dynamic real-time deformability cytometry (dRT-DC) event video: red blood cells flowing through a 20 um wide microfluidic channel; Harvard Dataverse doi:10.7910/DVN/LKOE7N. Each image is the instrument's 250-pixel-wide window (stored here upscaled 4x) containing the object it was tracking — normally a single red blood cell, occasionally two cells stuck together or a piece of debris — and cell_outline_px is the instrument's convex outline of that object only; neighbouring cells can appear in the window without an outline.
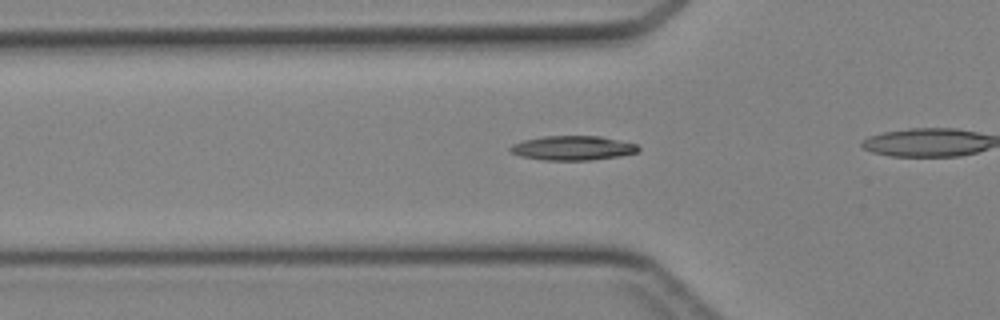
{"species": "Egyptian fruit bat (a non-hibernating species)", "species_latin": "Rousettus aegyptiacus", "temperature_condition": "cold", "stored_images_in_passage": 32, "camera_frame_rate_fps": 3000, "um_per_image_px": 0.085, "animal": {"sex": "female"}, "frame": {"image": 1, "passage_image": 11, "time_ms": 3.333, "image_size_px": [1000, 320], "cell_outline_px": [[640, 148], [636, 152], [620, 156], [588, 160], [544, 160], [520, 156], [512, 152], [508, 148], [512, 144], [524, 140], [544, 136], [600, 136], [636, 144]], "centroid_in_image_um": [48.66, 12.58], "position_along_channel_um": 77.1, "area_um2": 18.03}}
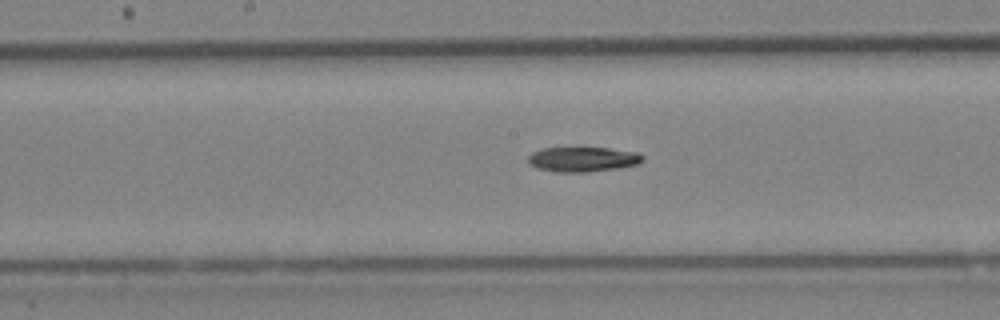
{"frame": {"image": 2, "passage_image": 19, "time_ms": 6.0, "image_size_px": [1000, 320], "cell_outline_px": [[644, 156], [636, 164], [616, 168], [588, 172], [556, 172], [536, 168], [528, 164], [528, 156], [532, 152], [544, 148], [608, 148], [636, 152]], "centroid_in_image_um": [49.46, 13.54], "position_along_channel_um": 198.7, "area_um2": 16.42}}
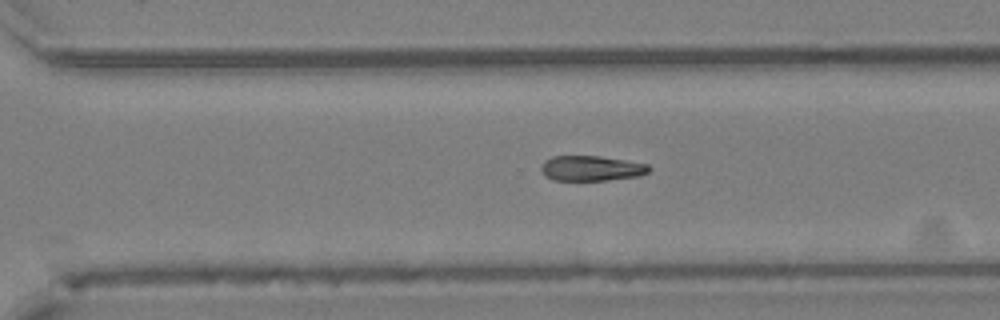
{"frame": {"image": 3, "passage_image": 27, "time_ms": 8.667, "image_size_px": [1000, 320], "cell_outline_px": [[652, 168], [648, 172], [640, 176], [604, 180], [552, 180], [544, 176], [540, 168], [544, 160], [552, 156], [600, 156], [648, 164]], "centroid_in_image_um": [50.24, 14.3], "position_along_channel_um": 320.4, "area_um2": 15.9}}